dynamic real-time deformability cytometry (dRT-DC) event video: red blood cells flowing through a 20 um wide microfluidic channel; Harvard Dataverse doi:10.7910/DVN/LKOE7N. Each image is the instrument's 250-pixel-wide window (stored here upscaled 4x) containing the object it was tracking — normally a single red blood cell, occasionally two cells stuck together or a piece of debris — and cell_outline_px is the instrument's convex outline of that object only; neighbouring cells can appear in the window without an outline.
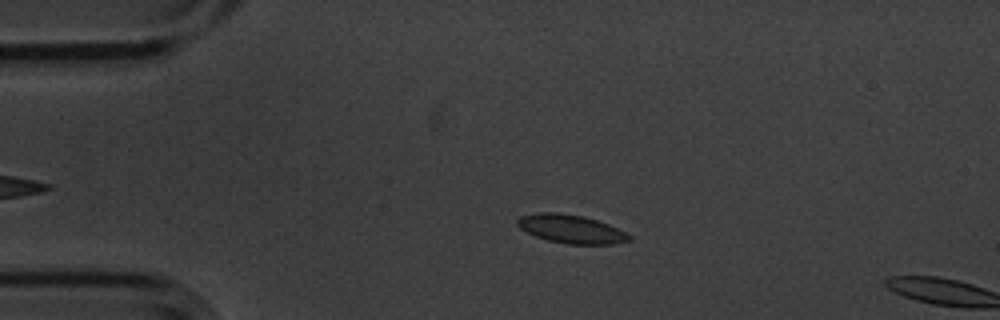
{"species": "common noctule bat (a hibernating species)", "species_latin": "Nyctalus noctula", "temperature_condition": "cold", "stored_images_in_passage": 13, "camera_frame_rate_fps": 3000, "um_per_image_px": 0.085, "animal": {"sex": "male", "body_mass_g": 20.1, "forearm_length_mm": 53.5}, "frame": {"image": 1, "passage_image": 11, "time_ms": 3.333, "image_size_px": [1000, 320], "cell_outline_px": [[632, 240], [616, 244], [568, 244], [548, 240], [536, 236], [520, 228], [516, 224], [516, 220], [520, 216], [540, 212], [560, 212], [584, 216], [608, 224], [632, 236]], "centroid_in_image_um": [48.54, 19.46], "position_along_channel_um": 36.5, "area_um2": 18.55}}